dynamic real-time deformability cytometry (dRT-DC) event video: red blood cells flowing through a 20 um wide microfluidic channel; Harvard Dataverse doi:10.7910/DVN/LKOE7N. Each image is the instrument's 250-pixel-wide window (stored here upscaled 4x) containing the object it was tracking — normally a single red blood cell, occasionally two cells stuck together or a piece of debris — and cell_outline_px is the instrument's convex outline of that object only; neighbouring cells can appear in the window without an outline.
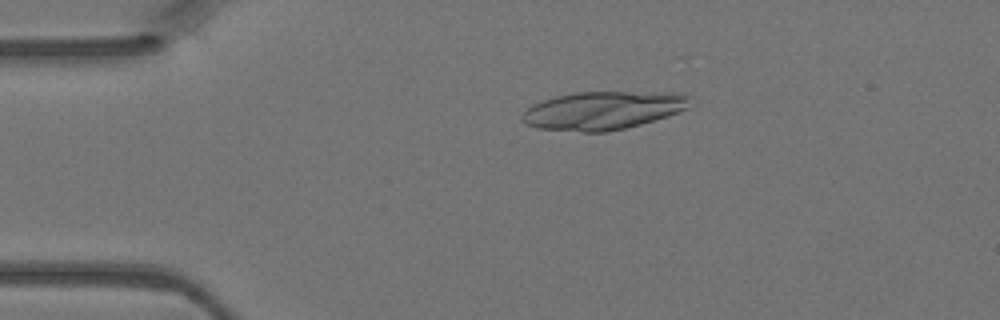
{"species": "Egyptian fruit bat (a non-hibernating species)", "species_latin": "Rousettus aegyptiacus", "temperature_condition": "warm", "stored_images_in_passage": 5, "segment_of_instrument_passage": [1, 2], "camera_frame_rate_fps": 3000, "um_per_image_px": 0.085, "animal": {"sex": "female"}, "frame": {"image": 1, "passage_image": 3, "time_ms": 0.667, "image_size_px": [1000, 320], "cell_outline_px": [[692, 96], [688, 108], [668, 116], [640, 124], [624, 128], [604, 132], [580, 132], [536, 128], [524, 124], [520, 120], [520, 116], [532, 104], [556, 96], [576, 92], [668, 92]], "centroid_in_image_um": [51.23, 9.39], "position_along_channel_um": 33.8, "area_um2": 37.51}}